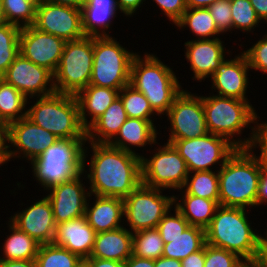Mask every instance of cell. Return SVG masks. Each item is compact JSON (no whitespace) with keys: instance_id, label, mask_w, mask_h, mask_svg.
Returning a JSON list of instances; mask_svg holds the SVG:
<instances>
[{"instance_id":"6da1fadb","label":"cell","mask_w":267,"mask_h":267,"mask_svg":"<svg viewBox=\"0 0 267 267\" xmlns=\"http://www.w3.org/2000/svg\"><path fill=\"white\" fill-rule=\"evenodd\" d=\"M86 143L83 151V173L89 183L90 194L124 199L141 184L139 155L108 143ZM90 151L92 155L89 154Z\"/></svg>"},{"instance_id":"7a4b0ae2","label":"cell","mask_w":267,"mask_h":267,"mask_svg":"<svg viewBox=\"0 0 267 267\" xmlns=\"http://www.w3.org/2000/svg\"><path fill=\"white\" fill-rule=\"evenodd\" d=\"M247 210L249 211L241 207L219 206L205 229L206 243L233 252L244 261L257 260L262 232L255 229L252 221L248 220L250 212Z\"/></svg>"},{"instance_id":"3957f363","label":"cell","mask_w":267,"mask_h":267,"mask_svg":"<svg viewBox=\"0 0 267 267\" xmlns=\"http://www.w3.org/2000/svg\"><path fill=\"white\" fill-rule=\"evenodd\" d=\"M170 66L161 61L157 53L146 51L143 55L138 52L131 63L129 85L144 94L160 118L168 112L175 97L183 90L184 83L179 82V74Z\"/></svg>"},{"instance_id":"277c9868","label":"cell","mask_w":267,"mask_h":267,"mask_svg":"<svg viewBox=\"0 0 267 267\" xmlns=\"http://www.w3.org/2000/svg\"><path fill=\"white\" fill-rule=\"evenodd\" d=\"M261 170L250 150L237 148L218 170L219 205L254 209Z\"/></svg>"},{"instance_id":"5b68a950","label":"cell","mask_w":267,"mask_h":267,"mask_svg":"<svg viewBox=\"0 0 267 267\" xmlns=\"http://www.w3.org/2000/svg\"><path fill=\"white\" fill-rule=\"evenodd\" d=\"M209 94L202 95L209 133L227 138L237 148H248L259 116L251 101ZM245 128H249L250 133L243 139Z\"/></svg>"},{"instance_id":"8992f818","label":"cell","mask_w":267,"mask_h":267,"mask_svg":"<svg viewBox=\"0 0 267 267\" xmlns=\"http://www.w3.org/2000/svg\"><path fill=\"white\" fill-rule=\"evenodd\" d=\"M26 117L59 139H86V128L80 120L75 95L54 93L29 98Z\"/></svg>"},{"instance_id":"52a82bcc","label":"cell","mask_w":267,"mask_h":267,"mask_svg":"<svg viewBox=\"0 0 267 267\" xmlns=\"http://www.w3.org/2000/svg\"><path fill=\"white\" fill-rule=\"evenodd\" d=\"M85 143L86 139H58L29 162L33 179L43 191L71 181L83 172Z\"/></svg>"},{"instance_id":"ba28073f","label":"cell","mask_w":267,"mask_h":267,"mask_svg":"<svg viewBox=\"0 0 267 267\" xmlns=\"http://www.w3.org/2000/svg\"><path fill=\"white\" fill-rule=\"evenodd\" d=\"M112 36L93 37L90 85L121 90L130 81L131 63L138 52Z\"/></svg>"},{"instance_id":"9c48e42d","label":"cell","mask_w":267,"mask_h":267,"mask_svg":"<svg viewBox=\"0 0 267 267\" xmlns=\"http://www.w3.org/2000/svg\"><path fill=\"white\" fill-rule=\"evenodd\" d=\"M153 146V150H148L151 156H141V183L151 188L169 189L168 192L182 189L189 174L185 160L171 143L161 145L157 140Z\"/></svg>"},{"instance_id":"30bf717a","label":"cell","mask_w":267,"mask_h":267,"mask_svg":"<svg viewBox=\"0 0 267 267\" xmlns=\"http://www.w3.org/2000/svg\"><path fill=\"white\" fill-rule=\"evenodd\" d=\"M93 67V36L66 41L54 73L56 93L76 95L90 83Z\"/></svg>"},{"instance_id":"8fae6325","label":"cell","mask_w":267,"mask_h":267,"mask_svg":"<svg viewBox=\"0 0 267 267\" xmlns=\"http://www.w3.org/2000/svg\"><path fill=\"white\" fill-rule=\"evenodd\" d=\"M164 191L166 190L147 187L141 183L123 199L124 226H128L130 232L157 227L159 221L173 207L174 194L168 195Z\"/></svg>"},{"instance_id":"7c38bea8","label":"cell","mask_w":267,"mask_h":267,"mask_svg":"<svg viewBox=\"0 0 267 267\" xmlns=\"http://www.w3.org/2000/svg\"><path fill=\"white\" fill-rule=\"evenodd\" d=\"M167 142L171 143L185 160L189 173L219 170L237 150L227 138L212 133L203 137L167 140ZM218 165L219 167H216Z\"/></svg>"},{"instance_id":"4fadbf2b","label":"cell","mask_w":267,"mask_h":267,"mask_svg":"<svg viewBox=\"0 0 267 267\" xmlns=\"http://www.w3.org/2000/svg\"><path fill=\"white\" fill-rule=\"evenodd\" d=\"M168 126L167 140H184L203 137L209 133L206 125L202 95L183 89L165 114Z\"/></svg>"},{"instance_id":"5bb4252c","label":"cell","mask_w":267,"mask_h":267,"mask_svg":"<svg viewBox=\"0 0 267 267\" xmlns=\"http://www.w3.org/2000/svg\"><path fill=\"white\" fill-rule=\"evenodd\" d=\"M26 98L45 97L56 93L54 74L18 54L1 77Z\"/></svg>"},{"instance_id":"9a60e30c","label":"cell","mask_w":267,"mask_h":267,"mask_svg":"<svg viewBox=\"0 0 267 267\" xmlns=\"http://www.w3.org/2000/svg\"><path fill=\"white\" fill-rule=\"evenodd\" d=\"M33 26L65 41L83 38L81 9L38 1Z\"/></svg>"},{"instance_id":"2e32d148","label":"cell","mask_w":267,"mask_h":267,"mask_svg":"<svg viewBox=\"0 0 267 267\" xmlns=\"http://www.w3.org/2000/svg\"><path fill=\"white\" fill-rule=\"evenodd\" d=\"M87 184V178L82 172L71 181L53 186L46 191L44 196L51 203L56 225L85 215V207L90 196Z\"/></svg>"},{"instance_id":"e0dca14e","label":"cell","mask_w":267,"mask_h":267,"mask_svg":"<svg viewBox=\"0 0 267 267\" xmlns=\"http://www.w3.org/2000/svg\"><path fill=\"white\" fill-rule=\"evenodd\" d=\"M65 44V40L40 31L33 25L20 30L19 53L53 74L57 70Z\"/></svg>"},{"instance_id":"ac0fdd59","label":"cell","mask_w":267,"mask_h":267,"mask_svg":"<svg viewBox=\"0 0 267 267\" xmlns=\"http://www.w3.org/2000/svg\"><path fill=\"white\" fill-rule=\"evenodd\" d=\"M8 127L13 161L23 159L29 163L59 139L27 117L10 123Z\"/></svg>"},{"instance_id":"d6986e66","label":"cell","mask_w":267,"mask_h":267,"mask_svg":"<svg viewBox=\"0 0 267 267\" xmlns=\"http://www.w3.org/2000/svg\"><path fill=\"white\" fill-rule=\"evenodd\" d=\"M222 39L223 37L201 40L193 38L184 42V56L193 72L192 80L200 83L208 80L224 59L232 57L233 52L225 49L226 44Z\"/></svg>"},{"instance_id":"ffe728a7","label":"cell","mask_w":267,"mask_h":267,"mask_svg":"<svg viewBox=\"0 0 267 267\" xmlns=\"http://www.w3.org/2000/svg\"><path fill=\"white\" fill-rule=\"evenodd\" d=\"M239 53L233 58L224 59L208 79L212 83L210 93L250 101L246 93L249 91L247 90L249 85H252V83L249 84L248 77L251 69L245 54L241 51Z\"/></svg>"},{"instance_id":"44dd1931","label":"cell","mask_w":267,"mask_h":267,"mask_svg":"<svg viewBox=\"0 0 267 267\" xmlns=\"http://www.w3.org/2000/svg\"><path fill=\"white\" fill-rule=\"evenodd\" d=\"M9 221L19 230L27 233L40 244L53 243L56 233V223L52 206L44 195L30 206L22 207V210L13 213Z\"/></svg>"},{"instance_id":"7402d4cb","label":"cell","mask_w":267,"mask_h":267,"mask_svg":"<svg viewBox=\"0 0 267 267\" xmlns=\"http://www.w3.org/2000/svg\"><path fill=\"white\" fill-rule=\"evenodd\" d=\"M90 199L94 201L92 202ZM123 214L124 201L122 198L90 194L84 216L94 231L100 233L116 230L124 226Z\"/></svg>"},{"instance_id":"603a6c76","label":"cell","mask_w":267,"mask_h":267,"mask_svg":"<svg viewBox=\"0 0 267 267\" xmlns=\"http://www.w3.org/2000/svg\"><path fill=\"white\" fill-rule=\"evenodd\" d=\"M95 236L96 232L89 225L85 216H81L57 224L53 243L85 259L92 252Z\"/></svg>"},{"instance_id":"cb8c5ba5","label":"cell","mask_w":267,"mask_h":267,"mask_svg":"<svg viewBox=\"0 0 267 267\" xmlns=\"http://www.w3.org/2000/svg\"><path fill=\"white\" fill-rule=\"evenodd\" d=\"M158 131L157 126H154L149 120L127 118L119 132L108 144L141 157L143 153L136 151L138 148H143L148 152L146 147L149 145L153 148V145L159 140V134H162Z\"/></svg>"},{"instance_id":"d4e9b609","label":"cell","mask_w":267,"mask_h":267,"mask_svg":"<svg viewBox=\"0 0 267 267\" xmlns=\"http://www.w3.org/2000/svg\"><path fill=\"white\" fill-rule=\"evenodd\" d=\"M119 11V12H118ZM121 13L117 0H85L81 8L82 30L85 36H111L113 22ZM114 19V20H113Z\"/></svg>"},{"instance_id":"484cf974","label":"cell","mask_w":267,"mask_h":267,"mask_svg":"<svg viewBox=\"0 0 267 267\" xmlns=\"http://www.w3.org/2000/svg\"><path fill=\"white\" fill-rule=\"evenodd\" d=\"M132 255V232L119 229L96 233L89 257L125 262Z\"/></svg>"},{"instance_id":"4316f807","label":"cell","mask_w":267,"mask_h":267,"mask_svg":"<svg viewBox=\"0 0 267 267\" xmlns=\"http://www.w3.org/2000/svg\"><path fill=\"white\" fill-rule=\"evenodd\" d=\"M119 91L89 84L75 95L79 105L80 120L86 129L113 103Z\"/></svg>"},{"instance_id":"83f0119b","label":"cell","mask_w":267,"mask_h":267,"mask_svg":"<svg viewBox=\"0 0 267 267\" xmlns=\"http://www.w3.org/2000/svg\"><path fill=\"white\" fill-rule=\"evenodd\" d=\"M179 195H173V206L183 215L192 226L203 228L209 226L219 201L187 194L183 189L177 190ZM180 197V198H179Z\"/></svg>"},{"instance_id":"f1b7e54d","label":"cell","mask_w":267,"mask_h":267,"mask_svg":"<svg viewBox=\"0 0 267 267\" xmlns=\"http://www.w3.org/2000/svg\"><path fill=\"white\" fill-rule=\"evenodd\" d=\"M127 118L123 103L117 97L105 112L86 129V142L109 143Z\"/></svg>"},{"instance_id":"f546056e","label":"cell","mask_w":267,"mask_h":267,"mask_svg":"<svg viewBox=\"0 0 267 267\" xmlns=\"http://www.w3.org/2000/svg\"><path fill=\"white\" fill-rule=\"evenodd\" d=\"M8 235L0 243L1 260H35L40 243L7 220Z\"/></svg>"},{"instance_id":"4dcf8cb0","label":"cell","mask_w":267,"mask_h":267,"mask_svg":"<svg viewBox=\"0 0 267 267\" xmlns=\"http://www.w3.org/2000/svg\"><path fill=\"white\" fill-rule=\"evenodd\" d=\"M162 240L164 241L162 256L180 261L189 254L201 250L206 244L205 230L192 225L176 238H162Z\"/></svg>"},{"instance_id":"1f68e13d","label":"cell","mask_w":267,"mask_h":267,"mask_svg":"<svg viewBox=\"0 0 267 267\" xmlns=\"http://www.w3.org/2000/svg\"><path fill=\"white\" fill-rule=\"evenodd\" d=\"M177 30L189 29L196 40L219 38L222 34L218 31L215 20L208 8H187L182 17L174 24Z\"/></svg>"},{"instance_id":"d6a6232c","label":"cell","mask_w":267,"mask_h":267,"mask_svg":"<svg viewBox=\"0 0 267 267\" xmlns=\"http://www.w3.org/2000/svg\"><path fill=\"white\" fill-rule=\"evenodd\" d=\"M27 101L19 90L0 78V124L9 125L26 117Z\"/></svg>"},{"instance_id":"836d02e7","label":"cell","mask_w":267,"mask_h":267,"mask_svg":"<svg viewBox=\"0 0 267 267\" xmlns=\"http://www.w3.org/2000/svg\"><path fill=\"white\" fill-rule=\"evenodd\" d=\"M182 189L190 195L219 201L218 170L190 172Z\"/></svg>"},{"instance_id":"e575fe53","label":"cell","mask_w":267,"mask_h":267,"mask_svg":"<svg viewBox=\"0 0 267 267\" xmlns=\"http://www.w3.org/2000/svg\"><path fill=\"white\" fill-rule=\"evenodd\" d=\"M118 97L123 103L128 118L149 120L154 126L157 124L159 115L152 109L149 101L142 92L137 91L131 85L124 86ZM157 118H154L156 116ZM156 122L154 123V121Z\"/></svg>"},{"instance_id":"d590c367","label":"cell","mask_w":267,"mask_h":267,"mask_svg":"<svg viewBox=\"0 0 267 267\" xmlns=\"http://www.w3.org/2000/svg\"><path fill=\"white\" fill-rule=\"evenodd\" d=\"M36 267H79L83 259L54 243L40 244L35 258Z\"/></svg>"},{"instance_id":"8d00e7d4","label":"cell","mask_w":267,"mask_h":267,"mask_svg":"<svg viewBox=\"0 0 267 267\" xmlns=\"http://www.w3.org/2000/svg\"><path fill=\"white\" fill-rule=\"evenodd\" d=\"M163 250L164 241L157 228L132 233V255L155 260L162 257Z\"/></svg>"},{"instance_id":"74e56055","label":"cell","mask_w":267,"mask_h":267,"mask_svg":"<svg viewBox=\"0 0 267 267\" xmlns=\"http://www.w3.org/2000/svg\"><path fill=\"white\" fill-rule=\"evenodd\" d=\"M7 23L20 28L35 22L38 0H1Z\"/></svg>"},{"instance_id":"f35d334b","label":"cell","mask_w":267,"mask_h":267,"mask_svg":"<svg viewBox=\"0 0 267 267\" xmlns=\"http://www.w3.org/2000/svg\"><path fill=\"white\" fill-rule=\"evenodd\" d=\"M19 26L6 23L0 26V78L19 54Z\"/></svg>"},{"instance_id":"ab89813d","label":"cell","mask_w":267,"mask_h":267,"mask_svg":"<svg viewBox=\"0 0 267 267\" xmlns=\"http://www.w3.org/2000/svg\"><path fill=\"white\" fill-rule=\"evenodd\" d=\"M230 3L234 33L239 30L240 33H246V35L254 34L256 27L260 28V24L263 23L256 15L251 2L249 0H230Z\"/></svg>"},{"instance_id":"60d3db41","label":"cell","mask_w":267,"mask_h":267,"mask_svg":"<svg viewBox=\"0 0 267 267\" xmlns=\"http://www.w3.org/2000/svg\"><path fill=\"white\" fill-rule=\"evenodd\" d=\"M259 39L252 43L253 45L249 47L248 49L245 48V50H242V45L244 42H242L239 46L241 51L245 54L250 69L253 71H259L261 74L263 73L264 75L266 74L267 76V33L263 34L262 37L260 38H255ZM247 49V50H246Z\"/></svg>"},{"instance_id":"b9f144b4","label":"cell","mask_w":267,"mask_h":267,"mask_svg":"<svg viewBox=\"0 0 267 267\" xmlns=\"http://www.w3.org/2000/svg\"><path fill=\"white\" fill-rule=\"evenodd\" d=\"M189 225V222L173 206L159 221L156 228L159 231L161 238H176L183 233Z\"/></svg>"},{"instance_id":"7bdbcfd3","label":"cell","mask_w":267,"mask_h":267,"mask_svg":"<svg viewBox=\"0 0 267 267\" xmlns=\"http://www.w3.org/2000/svg\"><path fill=\"white\" fill-rule=\"evenodd\" d=\"M243 262L244 260L233 252L205 244L204 267H239Z\"/></svg>"},{"instance_id":"ee69618b","label":"cell","mask_w":267,"mask_h":267,"mask_svg":"<svg viewBox=\"0 0 267 267\" xmlns=\"http://www.w3.org/2000/svg\"><path fill=\"white\" fill-rule=\"evenodd\" d=\"M260 120L261 118L258 116L253 131V137L247 149L250 150L251 153H253V155L257 158L260 166L263 169H267V121Z\"/></svg>"},{"instance_id":"f6af8a7d","label":"cell","mask_w":267,"mask_h":267,"mask_svg":"<svg viewBox=\"0 0 267 267\" xmlns=\"http://www.w3.org/2000/svg\"><path fill=\"white\" fill-rule=\"evenodd\" d=\"M208 10L215 20L218 31L222 34L228 35V32L233 34V22L231 13L230 0L217 1L208 7Z\"/></svg>"},{"instance_id":"bcb514c9","label":"cell","mask_w":267,"mask_h":267,"mask_svg":"<svg viewBox=\"0 0 267 267\" xmlns=\"http://www.w3.org/2000/svg\"><path fill=\"white\" fill-rule=\"evenodd\" d=\"M159 7L161 14L174 25L187 10L186 0H152Z\"/></svg>"},{"instance_id":"7dc6e473","label":"cell","mask_w":267,"mask_h":267,"mask_svg":"<svg viewBox=\"0 0 267 267\" xmlns=\"http://www.w3.org/2000/svg\"><path fill=\"white\" fill-rule=\"evenodd\" d=\"M12 159L9 127L8 125L0 124V168L12 161Z\"/></svg>"},{"instance_id":"c3c4849f","label":"cell","mask_w":267,"mask_h":267,"mask_svg":"<svg viewBox=\"0 0 267 267\" xmlns=\"http://www.w3.org/2000/svg\"><path fill=\"white\" fill-rule=\"evenodd\" d=\"M146 1L147 0H117V3L121 14L123 13V15L129 19L137 15L136 13L140 8V11L142 10L143 4L145 5L143 2Z\"/></svg>"},{"instance_id":"681fc988","label":"cell","mask_w":267,"mask_h":267,"mask_svg":"<svg viewBox=\"0 0 267 267\" xmlns=\"http://www.w3.org/2000/svg\"><path fill=\"white\" fill-rule=\"evenodd\" d=\"M262 205L267 207V169L261 170L258 193L256 197V207L262 208Z\"/></svg>"},{"instance_id":"f907efd6","label":"cell","mask_w":267,"mask_h":267,"mask_svg":"<svg viewBox=\"0 0 267 267\" xmlns=\"http://www.w3.org/2000/svg\"><path fill=\"white\" fill-rule=\"evenodd\" d=\"M205 263V246L196 252L189 254L181 260V267H204Z\"/></svg>"},{"instance_id":"816d5d0a","label":"cell","mask_w":267,"mask_h":267,"mask_svg":"<svg viewBox=\"0 0 267 267\" xmlns=\"http://www.w3.org/2000/svg\"><path fill=\"white\" fill-rule=\"evenodd\" d=\"M83 262L88 267H124V262L87 257Z\"/></svg>"},{"instance_id":"f5cc1de1","label":"cell","mask_w":267,"mask_h":267,"mask_svg":"<svg viewBox=\"0 0 267 267\" xmlns=\"http://www.w3.org/2000/svg\"><path fill=\"white\" fill-rule=\"evenodd\" d=\"M124 267H155V260L131 255L125 262Z\"/></svg>"},{"instance_id":"db71d44e","label":"cell","mask_w":267,"mask_h":267,"mask_svg":"<svg viewBox=\"0 0 267 267\" xmlns=\"http://www.w3.org/2000/svg\"><path fill=\"white\" fill-rule=\"evenodd\" d=\"M262 23L267 21V0H249Z\"/></svg>"},{"instance_id":"11a10c76","label":"cell","mask_w":267,"mask_h":267,"mask_svg":"<svg viewBox=\"0 0 267 267\" xmlns=\"http://www.w3.org/2000/svg\"><path fill=\"white\" fill-rule=\"evenodd\" d=\"M0 267H36L35 260H0Z\"/></svg>"},{"instance_id":"9f6ffc18","label":"cell","mask_w":267,"mask_h":267,"mask_svg":"<svg viewBox=\"0 0 267 267\" xmlns=\"http://www.w3.org/2000/svg\"><path fill=\"white\" fill-rule=\"evenodd\" d=\"M42 2H47L51 4L69 6L73 8L81 9L85 3V0H38Z\"/></svg>"},{"instance_id":"6f0895ef","label":"cell","mask_w":267,"mask_h":267,"mask_svg":"<svg viewBox=\"0 0 267 267\" xmlns=\"http://www.w3.org/2000/svg\"><path fill=\"white\" fill-rule=\"evenodd\" d=\"M155 267H181V261L162 256L155 259Z\"/></svg>"},{"instance_id":"680465c9","label":"cell","mask_w":267,"mask_h":267,"mask_svg":"<svg viewBox=\"0 0 267 267\" xmlns=\"http://www.w3.org/2000/svg\"><path fill=\"white\" fill-rule=\"evenodd\" d=\"M221 0H186L187 8H208L211 4Z\"/></svg>"},{"instance_id":"91938a15","label":"cell","mask_w":267,"mask_h":267,"mask_svg":"<svg viewBox=\"0 0 267 267\" xmlns=\"http://www.w3.org/2000/svg\"><path fill=\"white\" fill-rule=\"evenodd\" d=\"M257 261L262 267H267V245H260Z\"/></svg>"},{"instance_id":"94428289","label":"cell","mask_w":267,"mask_h":267,"mask_svg":"<svg viewBox=\"0 0 267 267\" xmlns=\"http://www.w3.org/2000/svg\"><path fill=\"white\" fill-rule=\"evenodd\" d=\"M239 267H262L261 264L257 261H244Z\"/></svg>"},{"instance_id":"6125c7cd","label":"cell","mask_w":267,"mask_h":267,"mask_svg":"<svg viewBox=\"0 0 267 267\" xmlns=\"http://www.w3.org/2000/svg\"><path fill=\"white\" fill-rule=\"evenodd\" d=\"M6 23H7V19H6L5 13H4L2 2L0 0V26L4 25Z\"/></svg>"},{"instance_id":"be15d7a7","label":"cell","mask_w":267,"mask_h":267,"mask_svg":"<svg viewBox=\"0 0 267 267\" xmlns=\"http://www.w3.org/2000/svg\"><path fill=\"white\" fill-rule=\"evenodd\" d=\"M262 230H266L264 231V234H261V242L260 245H267V226L266 229H262Z\"/></svg>"},{"instance_id":"e7e4bbea","label":"cell","mask_w":267,"mask_h":267,"mask_svg":"<svg viewBox=\"0 0 267 267\" xmlns=\"http://www.w3.org/2000/svg\"><path fill=\"white\" fill-rule=\"evenodd\" d=\"M79 267H88L84 262Z\"/></svg>"}]
</instances>
